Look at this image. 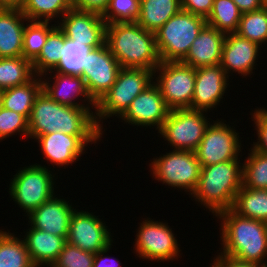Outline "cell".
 I'll list each match as a JSON object with an SVG mask.
<instances>
[{"label":"cell","instance_id":"obj_41","mask_svg":"<svg viewBox=\"0 0 267 267\" xmlns=\"http://www.w3.org/2000/svg\"><path fill=\"white\" fill-rule=\"evenodd\" d=\"M213 2L214 0H180L182 10L204 18L211 13Z\"/></svg>","mask_w":267,"mask_h":267},{"label":"cell","instance_id":"obj_19","mask_svg":"<svg viewBox=\"0 0 267 267\" xmlns=\"http://www.w3.org/2000/svg\"><path fill=\"white\" fill-rule=\"evenodd\" d=\"M48 73L50 74V77L46 76L49 75ZM51 74H52L51 72H46L45 74L41 75V81H42V90L52 100L61 105H66L70 107L96 109V102L89 95L85 85V81L81 76H74V75L54 72L52 78ZM45 77L47 78L45 79ZM81 97L84 99L82 100ZM77 100H82L84 102H82L83 103L82 104L79 101L77 102Z\"/></svg>","mask_w":267,"mask_h":267},{"label":"cell","instance_id":"obj_24","mask_svg":"<svg viewBox=\"0 0 267 267\" xmlns=\"http://www.w3.org/2000/svg\"><path fill=\"white\" fill-rule=\"evenodd\" d=\"M28 226L30 227L27 229L23 239L32 263L36 267H41L42 265L47 267L51 266L63 250L67 240L64 237L33 228L29 224Z\"/></svg>","mask_w":267,"mask_h":267},{"label":"cell","instance_id":"obj_20","mask_svg":"<svg viewBox=\"0 0 267 267\" xmlns=\"http://www.w3.org/2000/svg\"><path fill=\"white\" fill-rule=\"evenodd\" d=\"M260 50L257 43L236 33H228L222 46L220 66L228 77L236 72L243 77L250 76L256 69Z\"/></svg>","mask_w":267,"mask_h":267},{"label":"cell","instance_id":"obj_10","mask_svg":"<svg viewBox=\"0 0 267 267\" xmlns=\"http://www.w3.org/2000/svg\"><path fill=\"white\" fill-rule=\"evenodd\" d=\"M154 79V83L159 87L161 95L171 110L191 109L195 68L181 61L161 62L154 70Z\"/></svg>","mask_w":267,"mask_h":267},{"label":"cell","instance_id":"obj_27","mask_svg":"<svg viewBox=\"0 0 267 267\" xmlns=\"http://www.w3.org/2000/svg\"><path fill=\"white\" fill-rule=\"evenodd\" d=\"M232 210L239 216L267 223V189H251L241 186L236 194Z\"/></svg>","mask_w":267,"mask_h":267},{"label":"cell","instance_id":"obj_26","mask_svg":"<svg viewBox=\"0 0 267 267\" xmlns=\"http://www.w3.org/2000/svg\"><path fill=\"white\" fill-rule=\"evenodd\" d=\"M42 90L41 76L35 75L23 85L2 90V107L29 119L36 96Z\"/></svg>","mask_w":267,"mask_h":267},{"label":"cell","instance_id":"obj_17","mask_svg":"<svg viewBox=\"0 0 267 267\" xmlns=\"http://www.w3.org/2000/svg\"><path fill=\"white\" fill-rule=\"evenodd\" d=\"M57 22L65 37L72 41L92 49L105 44L107 23L100 14L71 8Z\"/></svg>","mask_w":267,"mask_h":267},{"label":"cell","instance_id":"obj_45","mask_svg":"<svg viewBox=\"0 0 267 267\" xmlns=\"http://www.w3.org/2000/svg\"><path fill=\"white\" fill-rule=\"evenodd\" d=\"M242 14L261 9L262 0H233Z\"/></svg>","mask_w":267,"mask_h":267},{"label":"cell","instance_id":"obj_33","mask_svg":"<svg viewBox=\"0 0 267 267\" xmlns=\"http://www.w3.org/2000/svg\"><path fill=\"white\" fill-rule=\"evenodd\" d=\"M91 50L92 48L89 46L65 38V45L61 52L59 64L54 70L49 72L81 76L84 70L85 59Z\"/></svg>","mask_w":267,"mask_h":267},{"label":"cell","instance_id":"obj_1","mask_svg":"<svg viewBox=\"0 0 267 267\" xmlns=\"http://www.w3.org/2000/svg\"><path fill=\"white\" fill-rule=\"evenodd\" d=\"M90 108L61 105L41 90L28 119V138L62 132L67 135H103Z\"/></svg>","mask_w":267,"mask_h":267},{"label":"cell","instance_id":"obj_34","mask_svg":"<svg viewBox=\"0 0 267 267\" xmlns=\"http://www.w3.org/2000/svg\"><path fill=\"white\" fill-rule=\"evenodd\" d=\"M49 21H30L26 22L24 28V41L22 57L31 62L40 54L49 33L57 26Z\"/></svg>","mask_w":267,"mask_h":267},{"label":"cell","instance_id":"obj_4","mask_svg":"<svg viewBox=\"0 0 267 267\" xmlns=\"http://www.w3.org/2000/svg\"><path fill=\"white\" fill-rule=\"evenodd\" d=\"M242 171L243 163L240 160L203 166L191 196L213 216L232 209L236 194L242 186Z\"/></svg>","mask_w":267,"mask_h":267},{"label":"cell","instance_id":"obj_14","mask_svg":"<svg viewBox=\"0 0 267 267\" xmlns=\"http://www.w3.org/2000/svg\"><path fill=\"white\" fill-rule=\"evenodd\" d=\"M101 137L102 135H67L62 132H53L38 136L35 141L39 144V149L45 159L53 167L60 168L79 161V157L86 152L85 148L89 144H97V141L102 140Z\"/></svg>","mask_w":267,"mask_h":267},{"label":"cell","instance_id":"obj_22","mask_svg":"<svg viewBox=\"0 0 267 267\" xmlns=\"http://www.w3.org/2000/svg\"><path fill=\"white\" fill-rule=\"evenodd\" d=\"M225 36V33L206 24L181 62L195 69L220 64Z\"/></svg>","mask_w":267,"mask_h":267},{"label":"cell","instance_id":"obj_16","mask_svg":"<svg viewBox=\"0 0 267 267\" xmlns=\"http://www.w3.org/2000/svg\"><path fill=\"white\" fill-rule=\"evenodd\" d=\"M171 109L161 95L159 87L153 82L132 101L129 108L120 117L129 125L155 127L160 130Z\"/></svg>","mask_w":267,"mask_h":267},{"label":"cell","instance_id":"obj_46","mask_svg":"<svg viewBox=\"0 0 267 267\" xmlns=\"http://www.w3.org/2000/svg\"><path fill=\"white\" fill-rule=\"evenodd\" d=\"M24 0H0V7L20 8Z\"/></svg>","mask_w":267,"mask_h":267},{"label":"cell","instance_id":"obj_21","mask_svg":"<svg viewBox=\"0 0 267 267\" xmlns=\"http://www.w3.org/2000/svg\"><path fill=\"white\" fill-rule=\"evenodd\" d=\"M56 196L54 195L27 215L28 222L33 228L67 240L71 216L75 209L72 203Z\"/></svg>","mask_w":267,"mask_h":267},{"label":"cell","instance_id":"obj_8","mask_svg":"<svg viewBox=\"0 0 267 267\" xmlns=\"http://www.w3.org/2000/svg\"><path fill=\"white\" fill-rule=\"evenodd\" d=\"M150 169L153 178L165 186L184 190L192 195L197 187L201 173V164L195 151L172 150L165 155L153 158Z\"/></svg>","mask_w":267,"mask_h":267},{"label":"cell","instance_id":"obj_7","mask_svg":"<svg viewBox=\"0 0 267 267\" xmlns=\"http://www.w3.org/2000/svg\"><path fill=\"white\" fill-rule=\"evenodd\" d=\"M46 167L37 163L25 166L10 181V198L26 216L55 195V174Z\"/></svg>","mask_w":267,"mask_h":267},{"label":"cell","instance_id":"obj_2","mask_svg":"<svg viewBox=\"0 0 267 267\" xmlns=\"http://www.w3.org/2000/svg\"><path fill=\"white\" fill-rule=\"evenodd\" d=\"M216 217L220 218L219 229L222 230L220 233L222 247L218 255L262 266L267 263L266 222L239 216L232 209L222 211Z\"/></svg>","mask_w":267,"mask_h":267},{"label":"cell","instance_id":"obj_30","mask_svg":"<svg viewBox=\"0 0 267 267\" xmlns=\"http://www.w3.org/2000/svg\"><path fill=\"white\" fill-rule=\"evenodd\" d=\"M72 0H24L21 12L30 21H50L61 18L71 9Z\"/></svg>","mask_w":267,"mask_h":267},{"label":"cell","instance_id":"obj_18","mask_svg":"<svg viewBox=\"0 0 267 267\" xmlns=\"http://www.w3.org/2000/svg\"><path fill=\"white\" fill-rule=\"evenodd\" d=\"M228 82L229 77L220 64L196 68L191 109L208 112L217 108L227 93Z\"/></svg>","mask_w":267,"mask_h":267},{"label":"cell","instance_id":"obj_25","mask_svg":"<svg viewBox=\"0 0 267 267\" xmlns=\"http://www.w3.org/2000/svg\"><path fill=\"white\" fill-rule=\"evenodd\" d=\"M181 9L180 0H140L136 22L155 33Z\"/></svg>","mask_w":267,"mask_h":267},{"label":"cell","instance_id":"obj_40","mask_svg":"<svg viewBox=\"0 0 267 267\" xmlns=\"http://www.w3.org/2000/svg\"><path fill=\"white\" fill-rule=\"evenodd\" d=\"M252 121H254V129L257 133V142H253L252 150L260 154L267 155V109L258 108L251 113Z\"/></svg>","mask_w":267,"mask_h":267},{"label":"cell","instance_id":"obj_31","mask_svg":"<svg viewBox=\"0 0 267 267\" xmlns=\"http://www.w3.org/2000/svg\"><path fill=\"white\" fill-rule=\"evenodd\" d=\"M35 76L32 62L21 57L0 58V90L23 85Z\"/></svg>","mask_w":267,"mask_h":267},{"label":"cell","instance_id":"obj_23","mask_svg":"<svg viewBox=\"0 0 267 267\" xmlns=\"http://www.w3.org/2000/svg\"><path fill=\"white\" fill-rule=\"evenodd\" d=\"M27 21L20 8L0 7V58L22 56Z\"/></svg>","mask_w":267,"mask_h":267},{"label":"cell","instance_id":"obj_47","mask_svg":"<svg viewBox=\"0 0 267 267\" xmlns=\"http://www.w3.org/2000/svg\"><path fill=\"white\" fill-rule=\"evenodd\" d=\"M2 107V90H0V108Z\"/></svg>","mask_w":267,"mask_h":267},{"label":"cell","instance_id":"obj_9","mask_svg":"<svg viewBox=\"0 0 267 267\" xmlns=\"http://www.w3.org/2000/svg\"><path fill=\"white\" fill-rule=\"evenodd\" d=\"M206 114L189 108L173 109L158 133L174 150L195 151L211 123Z\"/></svg>","mask_w":267,"mask_h":267},{"label":"cell","instance_id":"obj_6","mask_svg":"<svg viewBox=\"0 0 267 267\" xmlns=\"http://www.w3.org/2000/svg\"><path fill=\"white\" fill-rule=\"evenodd\" d=\"M207 24L206 18L180 10L157 32L156 47L161 62H179L188 54L199 32Z\"/></svg>","mask_w":267,"mask_h":267},{"label":"cell","instance_id":"obj_44","mask_svg":"<svg viewBox=\"0 0 267 267\" xmlns=\"http://www.w3.org/2000/svg\"><path fill=\"white\" fill-rule=\"evenodd\" d=\"M110 249L111 245L94 254L93 267H121V262L118 259L106 255Z\"/></svg>","mask_w":267,"mask_h":267},{"label":"cell","instance_id":"obj_35","mask_svg":"<svg viewBox=\"0 0 267 267\" xmlns=\"http://www.w3.org/2000/svg\"><path fill=\"white\" fill-rule=\"evenodd\" d=\"M236 34L257 43L267 45V7L244 13L241 16Z\"/></svg>","mask_w":267,"mask_h":267},{"label":"cell","instance_id":"obj_29","mask_svg":"<svg viewBox=\"0 0 267 267\" xmlns=\"http://www.w3.org/2000/svg\"><path fill=\"white\" fill-rule=\"evenodd\" d=\"M65 38L64 32L58 25L49 33L40 54L32 61L35 75L41 76L58 66Z\"/></svg>","mask_w":267,"mask_h":267},{"label":"cell","instance_id":"obj_15","mask_svg":"<svg viewBox=\"0 0 267 267\" xmlns=\"http://www.w3.org/2000/svg\"><path fill=\"white\" fill-rule=\"evenodd\" d=\"M78 210L72 213L67 242L94 254L112 245L111 232L105 222L92 212Z\"/></svg>","mask_w":267,"mask_h":267},{"label":"cell","instance_id":"obj_37","mask_svg":"<svg viewBox=\"0 0 267 267\" xmlns=\"http://www.w3.org/2000/svg\"><path fill=\"white\" fill-rule=\"evenodd\" d=\"M140 0H110L102 18L107 24L136 22Z\"/></svg>","mask_w":267,"mask_h":267},{"label":"cell","instance_id":"obj_36","mask_svg":"<svg viewBox=\"0 0 267 267\" xmlns=\"http://www.w3.org/2000/svg\"><path fill=\"white\" fill-rule=\"evenodd\" d=\"M243 162L242 186L251 189H267V155L249 149Z\"/></svg>","mask_w":267,"mask_h":267},{"label":"cell","instance_id":"obj_28","mask_svg":"<svg viewBox=\"0 0 267 267\" xmlns=\"http://www.w3.org/2000/svg\"><path fill=\"white\" fill-rule=\"evenodd\" d=\"M9 232L0 230V267H36L24 239Z\"/></svg>","mask_w":267,"mask_h":267},{"label":"cell","instance_id":"obj_12","mask_svg":"<svg viewBox=\"0 0 267 267\" xmlns=\"http://www.w3.org/2000/svg\"><path fill=\"white\" fill-rule=\"evenodd\" d=\"M222 120L217 119L210 123L195 150L201 167L229 160H239V153L242 152L241 137L235 127H231Z\"/></svg>","mask_w":267,"mask_h":267},{"label":"cell","instance_id":"obj_48","mask_svg":"<svg viewBox=\"0 0 267 267\" xmlns=\"http://www.w3.org/2000/svg\"><path fill=\"white\" fill-rule=\"evenodd\" d=\"M262 3H263L264 6L267 7V0H262Z\"/></svg>","mask_w":267,"mask_h":267},{"label":"cell","instance_id":"obj_13","mask_svg":"<svg viewBox=\"0 0 267 267\" xmlns=\"http://www.w3.org/2000/svg\"><path fill=\"white\" fill-rule=\"evenodd\" d=\"M81 75L91 98L97 103L115 83L121 69L107 44L92 49L85 59Z\"/></svg>","mask_w":267,"mask_h":267},{"label":"cell","instance_id":"obj_39","mask_svg":"<svg viewBox=\"0 0 267 267\" xmlns=\"http://www.w3.org/2000/svg\"><path fill=\"white\" fill-rule=\"evenodd\" d=\"M94 253L83 251L68 242L50 267H93Z\"/></svg>","mask_w":267,"mask_h":267},{"label":"cell","instance_id":"obj_32","mask_svg":"<svg viewBox=\"0 0 267 267\" xmlns=\"http://www.w3.org/2000/svg\"><path fill=\"white\" fill-rule=\"evenodd\" d=\"M242 13L233 0H214L207 25L225 34L237 31Z\"/></svg>","mask_w":267,"mask_h":267},{"label":"cell","instance_id":"obj_38","mask_svg":"<svg viewBox=\"0 0 267 267\" xmlns=\"http://www.w3.org/2000/svg\"><path fill=\"white\" fill-rule=\"evenodd\" d=\"M14 134L28 138V119L15 111L0 108V142Z\"/></svg>","mask_w":267,"mask_h":267},{"label":"cell","instance_id":"obj_43","mask_svg":"<svg viewBox=\"0 0 267 267\" xmlns=\"http://www.w3.org/2000/svg\"><path fill=\"white\" fill-rule=\"evenodd\" d=\"M216 256L213 259L214 261H212L216 267H263L262 265L257 263L244 262L229 256H224V255H216Z\"/></svg>","mask_w":267,"mask_h":267},{"label":"cell","instance_id":"obj_11","mask_svg":"<svg viewBox=\"0 0 267 267\" xmlns=\"http://www.w3.org/2000/svg\"><path fill=\"white\" fill-rule=\"evenodd\" d=\"M151 219L147 217L139 224L133 248L136 256L157 262L178 259L181 250L172 228L166 222Z\"/></svg>","mask_w":267,"mask_h":267},{"label":"cell","instance_id":"obj_5","mask_svg":"<svg viewBox=\"0 0 267 267\" xmlns=\"http://www.w3.org/2000/svg\"><path fill=\"white\" fill-rule=\"evenodd\" d=\"M153 82L154 71L152 70L121 68L115 83L96 103L95 120L98 127L103 131V120L114 116L119 119L135 97Z\"/></svg>","mask_w":267,"mask_h":267},{"label":"cell","instance_id":"obj_3","mask_svg":"<svg viewBox=\"0 0 267 267\" xmlns=\"http://www.w3.org/2000/svg\"><path fill=\"white\" fill-rule=\"evenodd\" d=\"M105 43L121 68L154 71L161 63L155 33L144 29L137 22L107 24Z\"/></svg>","mask_w":267,"mask_h":267},{"label":"cell","instance_id":"obj_42","mask_svg":"<svg viewBox=\"0 0 267 267\" xmlns=\"http://www.w3.org/2000/svg\"><path fill=\"white\" fill-rule=\"evenodd\" d=\"M110 0H72V7L80 11L94 12L103 15Z\"/></svg>","mask_w":267,"mask_h":267}]
</instances>
